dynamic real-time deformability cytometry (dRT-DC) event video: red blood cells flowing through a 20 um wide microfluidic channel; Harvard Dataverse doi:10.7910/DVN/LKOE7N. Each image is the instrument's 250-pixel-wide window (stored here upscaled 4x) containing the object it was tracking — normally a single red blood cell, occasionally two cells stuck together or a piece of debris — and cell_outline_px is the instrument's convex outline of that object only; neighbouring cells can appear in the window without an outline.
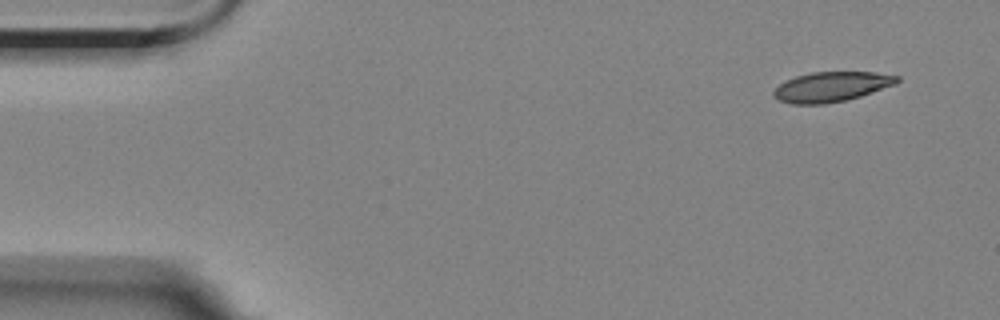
{"species": "Egyptian fruit bat (a non-hibernating species)", "species_latin": "Rousettus aegyptiacus", "temperature_condition": "room temperature", "stored_images_in_passage": 5, "camera_frame_rate_fps": 3000, "um_per_image_px": 0.085, "animal": {"sex": "female"}, "frame": {"image": 1, "passage_image": 1, "time_ms": 0.0, "image_size_px": [1000, 320], "cell_outline_px": [[900, 80], [896, 84], [860, 96], [844, 100], [824, 104], [792, 104], [780, 100], [772, 96], [772, 92], [780, 84], [796, 76], [812, 72], [876, 72], [900, 76]], "centroid_in_image_um": [70.69, 7.37], "position_along_channel_um": 14.3, "area_um2": 21.39}}
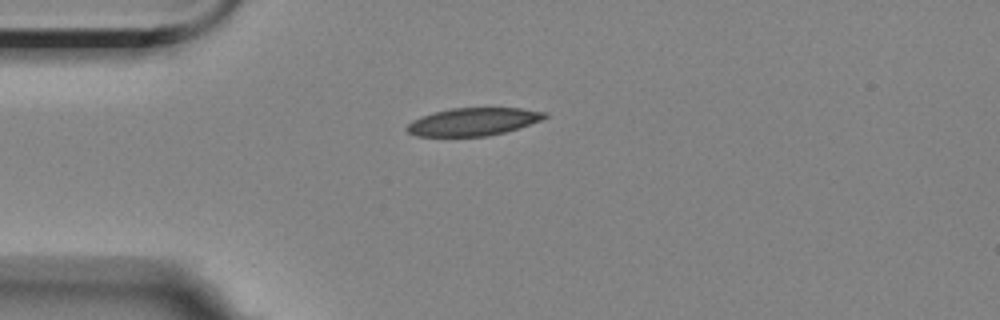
{"frame": {"image": 2, "passage_image": 4, "time_ms": 3.333, "image_size_px": [1000, 320], "cell_outline_px": [[548, 116], [540, 120], [504, 132], [488, 136], [416, 136], [408, 132], [404, 128], [412, 120], [436, 112], [452, 108], [520, 108], [548, 112]], "centroid_in_image_um": [40.21, 10.35], "position_along_channel_um": 44.8, "area_um2": 22.02}}